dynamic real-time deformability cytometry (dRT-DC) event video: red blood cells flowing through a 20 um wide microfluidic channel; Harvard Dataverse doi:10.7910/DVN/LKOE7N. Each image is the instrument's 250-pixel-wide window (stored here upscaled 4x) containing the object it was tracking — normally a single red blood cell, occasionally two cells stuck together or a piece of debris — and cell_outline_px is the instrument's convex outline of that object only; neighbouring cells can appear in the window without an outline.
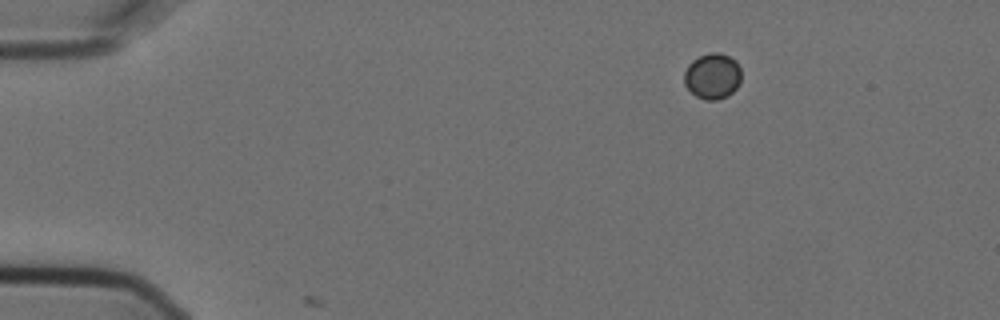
{"species": "Egyptian fruit bat (a non-hibernating species)", "species_latin": "Rousettus aegyptiacus", "temperature_condition": "cold", "stored_images_in_passage": 4, "camera_frame_rate_fps": 3000, "um_per_image_px": 0.085, "animal": {"sex": "female"}, "frame": {"image": 1, "passage_image": 1, "time_ms": 0.0, "image_size_px": [1000, 320], "cell_outline_px": [[740, 84], [728, 96], [716, 100], [704, 100], [696, 96], [684, 84], [684, 72], [688, 64], [692, 60], [708, 52], [720, 52], [736, 60], [740, 68]], "centroid_in_image_um": [60.56, 6.46], "position_along_channel_um": 24.4, "area_um2": 15.37}}
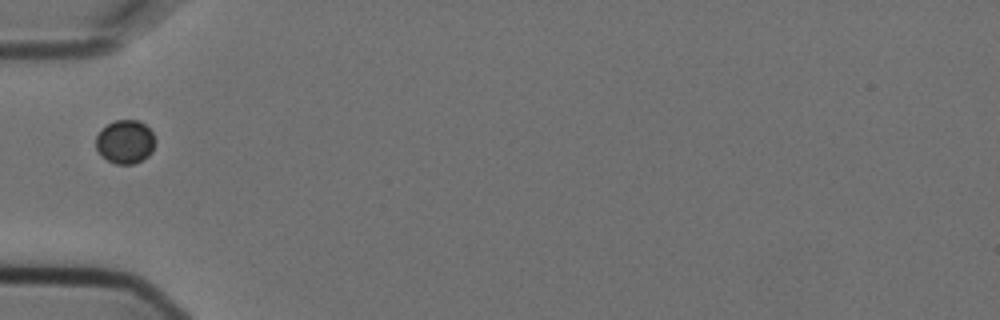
{"frame": {"image": 2, "passage_image": 4, "time_ms": 1.0, "image_size_px": [1000, 320], "cell_outline_px": [[156, 140], [152, 152], [148, 156], [132, 164], [116, 164], [100, 156], [96, 148], [96, 136], [100, 128], [116, 120], [140, 120], [152, 132]], "centroid_in_image_um": [10.63, 12.04], "position_along_channel_um": 74.4, "area_um2": 15.2}}